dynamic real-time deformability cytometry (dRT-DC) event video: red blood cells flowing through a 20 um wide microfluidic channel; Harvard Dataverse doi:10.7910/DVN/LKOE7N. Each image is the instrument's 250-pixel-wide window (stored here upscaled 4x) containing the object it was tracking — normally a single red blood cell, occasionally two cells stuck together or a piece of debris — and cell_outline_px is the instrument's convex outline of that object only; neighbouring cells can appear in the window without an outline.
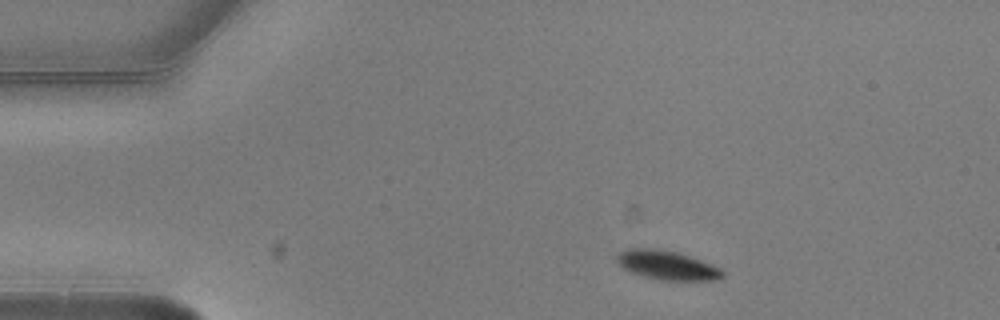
{"species": "common noctule bat (a hibernating species)", "species_latin": "Nyctalus noctula", "temperature_condition": "warm", "stored_images_in_passage": 2, "camera_frame_rate_fps": 3000, "um_per_image_px": 0.085, "animal": {"sex": "male", "body_mass_g": 20.5, "forearm_length_mm": 52.5}, "frame": {"image": 1, "passage_image": 1, "time_ms": 0.0, "image_size_px": [1000, 320], "cell_outline_px": [[724, 276], [716, 280], [664, 280], [644, 276], [632, 272], [624, 268], [616, 260], [616, 256], [620, 252], [628, 248], [656, 248], [676, 252], [700, 260], [720, 268], [724, 272]], "centroid_in_image_um": [56.69, 22.53], "position_along_channel_um": 28.3, "area_um2": 17.63}}